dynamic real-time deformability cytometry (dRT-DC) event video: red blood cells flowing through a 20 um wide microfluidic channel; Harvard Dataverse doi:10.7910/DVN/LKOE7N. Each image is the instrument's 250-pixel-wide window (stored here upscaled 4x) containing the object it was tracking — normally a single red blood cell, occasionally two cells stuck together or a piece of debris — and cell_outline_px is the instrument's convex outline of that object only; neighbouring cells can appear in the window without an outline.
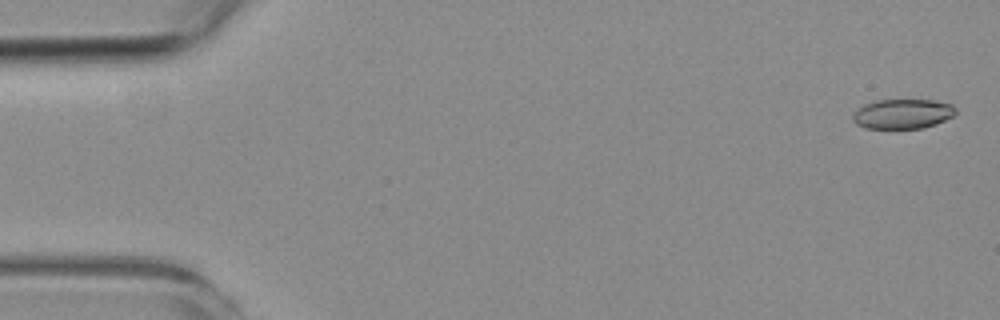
{"species": "common noctule bat (a hibernating species)", "species_latin": "Nyctalus noctula", "temperature_condition": "room temperature", "stored_images_in_passage": 5, "camera_frame_rate_fps": 3000, "um_per_image_px": 0.085, "animal": {"sex": "female", "body_mass_g": 19.3, "forearm_length_mm": 54.1}, "frame": {"image": 1, "passage_image": 1, "time_ms": 0.0, "image_size_px": [1000, 320], "cell_outline_px": [[956, 112], [952, 116], [936, 124], [924, 128], [864, 128], [856, 124], [852, 120], [852, 116], [864, 104], [876, 100], [932, 100], [952, 104], [956, 108]], "centroid_in_image_um": [76.73, 9.68], "position_along_channel_um": 8.3, "area_um2": 17.74}}
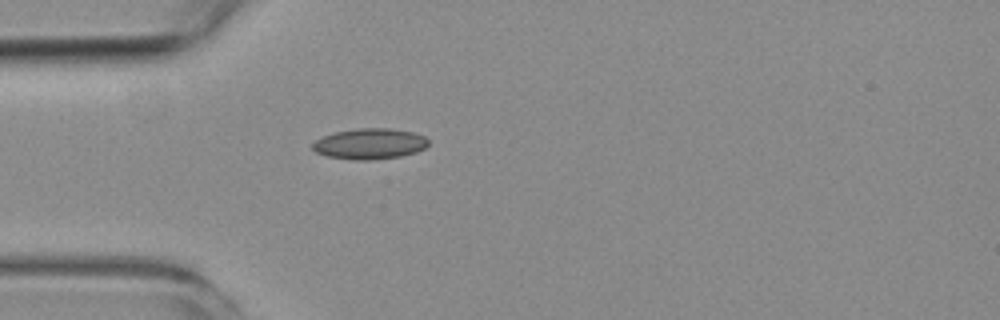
{"frame": {"image": 2, "passage_image": 5, "time_ms": 4.667, "image_size_px": [1000, 320], "cell_outline_px": [[428, 144], [424, 148], [416, 152], [400, 156], [372, 160], [356, 160], [328, 156], [316, 152], [312, 148], [312, 144], [316, 140], [324, 136], [336, 132], [356, 128], [388, 128], [412, 132], [424, 136], [428, 140]], "centroid_in_image_um": [31.43, 12.22], "position_along_channel_um": 53.6, "area_um2": 20.58}}